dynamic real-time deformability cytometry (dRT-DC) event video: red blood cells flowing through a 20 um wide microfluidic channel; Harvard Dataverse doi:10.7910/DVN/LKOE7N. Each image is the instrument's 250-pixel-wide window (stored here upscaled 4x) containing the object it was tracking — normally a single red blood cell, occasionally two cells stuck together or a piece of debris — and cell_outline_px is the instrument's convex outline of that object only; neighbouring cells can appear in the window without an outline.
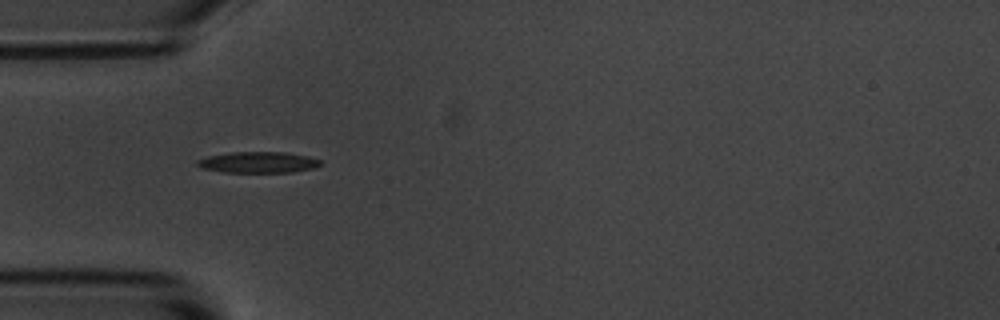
{"species": "common noctule bat (a hibernating species)", "species_latin": "Nyctalus noctula", "temperature_condition": "room temperature", "stored_images_in_passage": 7, "camera_frame_rate_fps": 3000, "um_per_image_px": 0.085, "animal": {"sex": "male", "body_mass_g": 20.1, "forearm_length_mm": 53.5}, "frame": {"image": 1, "passage_image": 4, "time_ms": 1.0, "image_size_px": [1000, 320], "cell_outline_px": [[320, 164], [312, 168], [292, 172], [224, 172], [200, 168], [196, 164], [196, 160], [208, 156], [232, 152], [284, 152], [308, 156], [320, 160]], "centroid_in_image_um": [21.9, 13.79], "position_along_channel_um": 63.1, "area_um2": 15.03}}
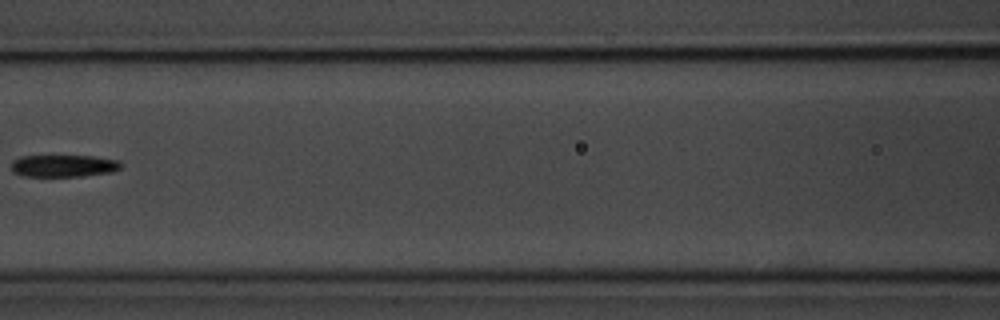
{"frame": {"image": 2, "passage_image": 6, "time_ms": 1.667, "image_size_px": [1000, 320], "cell_outline_px": [[124, 164], [120, 168], [112, 172], [84, 176], [24, 176], [12, 172], [12, 160], [20, 156], [92, 156], [120, 160]], "centroid_in_image_um": [5.43, 14.09], "position_along_channel_um": 161.2, "area_um2": 14.28}}
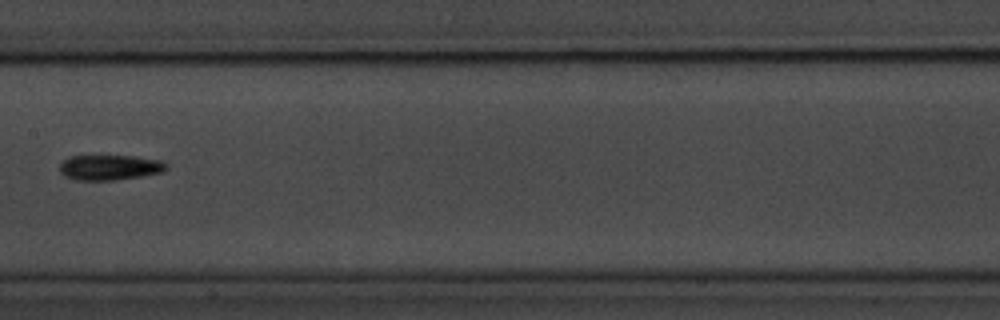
{"frame": {"image": 3, "passage_image": 7, "time_ms": 2.0, "image_size_px": [1000, 320], "cell_outline_px": [[168, 168], [164, 172], [116, 180], [76, 180], [64, 176], [60, 172], [60, 164], [68, 156], [132, 156], [160, 160], [168, 164]], "centroid_in_image_um": [9.34, 14.23], "position_along_channel_um": 198.1, "area_um2": 15.72}}